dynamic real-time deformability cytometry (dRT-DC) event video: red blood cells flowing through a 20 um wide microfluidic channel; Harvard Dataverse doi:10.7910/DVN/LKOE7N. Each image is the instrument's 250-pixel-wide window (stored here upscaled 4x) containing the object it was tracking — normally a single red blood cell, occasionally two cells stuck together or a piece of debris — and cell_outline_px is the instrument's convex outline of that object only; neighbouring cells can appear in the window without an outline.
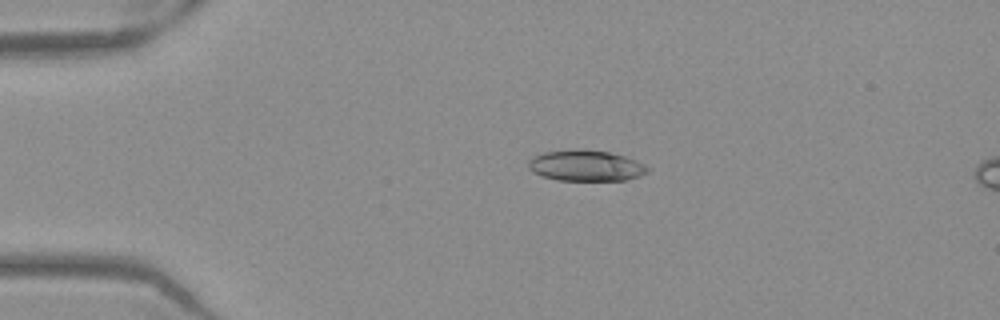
{"species": "Egyptian fruit bat (a non-hibernating species)", "species_latin": "Rousettus aegyptiacus", "temperature_condition": "warm", "stored_images_in_passage": 17, "camera_frame_rate_fps": 3000, "um_per_image_px": 0.085, "frame": {"image": 1, "passage_image": 12, "time_ms": 3.667, "image_size_px": [1000, 320], "cell_outline_px": [[648, 172], [640, 176], [628, 180], [556, 180], [540, 176], [532, 172], [528, 168], [528, 160], [532, 156], [544, 152], [576, 148], [584, 148], [608, 152], [624, 156], [636, 160], [644, 164], [648, 168]], "centroid_in_image_um": [49.75, 14.07], "position_along_channel_um": 35.2, "area_um2": 21.85}}